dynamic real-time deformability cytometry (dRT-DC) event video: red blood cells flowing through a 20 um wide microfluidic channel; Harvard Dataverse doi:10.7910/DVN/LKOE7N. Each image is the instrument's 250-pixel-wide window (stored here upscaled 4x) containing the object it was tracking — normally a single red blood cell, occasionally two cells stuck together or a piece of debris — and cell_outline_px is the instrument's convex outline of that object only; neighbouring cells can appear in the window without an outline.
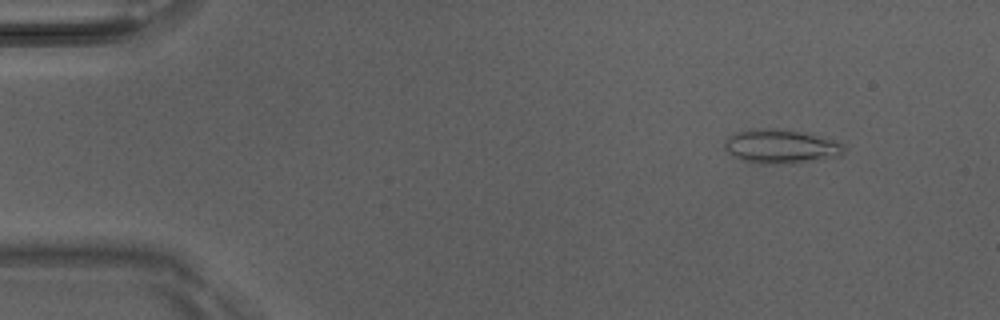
{"species": "Egyptian fruit bat (a non-hibernating species)", "species_latin": "Rousettus aegyptiacus", "temperature_condition": "room temperature", "stored_images_in_passage": 4, "camera_frame_rate_fps": 3000, "um_per_image_px": 0.085, "animal": {"sex": "male"}, "frame": {"image": 1, "passage_image": 1, "time_ms": 0.0, "image_size_px": [1000, 320], "cell_outline_px": [[848, 148], [840, 156], [824, 160], [796, 164], [764, 164], [740, 160], [732, 156], [724, 148], [724, 140], [728, 136], [736, 132], [760, 128], [768, 128], [800, 132], [820, 136], [836, 140], [844, 144]], "centroid_in_image_um": [66.42, 12.48], "position_along_channel_um": 18.6, "area_um2": 24.28}}